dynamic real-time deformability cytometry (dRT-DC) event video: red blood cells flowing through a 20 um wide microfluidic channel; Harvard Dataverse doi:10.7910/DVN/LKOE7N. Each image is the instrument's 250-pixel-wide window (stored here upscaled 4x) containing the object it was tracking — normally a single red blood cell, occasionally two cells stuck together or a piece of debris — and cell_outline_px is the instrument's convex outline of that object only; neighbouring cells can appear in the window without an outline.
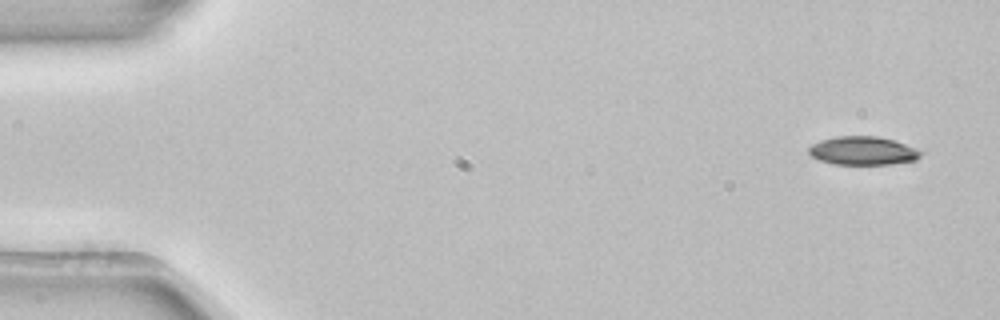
{"species": "common noctule bat (a hibernating species)", "species_latin": "Nyctalus noctula", "temperature_condition": "room temperature", "stored_images_in_passage": 4, "camera_frame_rate_fps": 3000, "um_per_image_px": 0.085, "animal": {"sex": "female", "body_mass_g": 22.7, "forearm_length_mm": 54.2}, "frame": {"image": 1, "passage_image": 1, "time_ms": 0.0, "image_size_px": [1000, 320], "cell_outline_px": [[924, 152], [916, 160], [888, 164], [832, 164], [820, 160], [812, 156], [808, 152], [808, 148], [812, 144], [820, 140], [836, 136], [876, 136], [892, 140], [916, 148]], "centroid_in_image_um": [73.33, 12.81], "position_along_channel_um": 11.7, "area_um2": 18.5}}
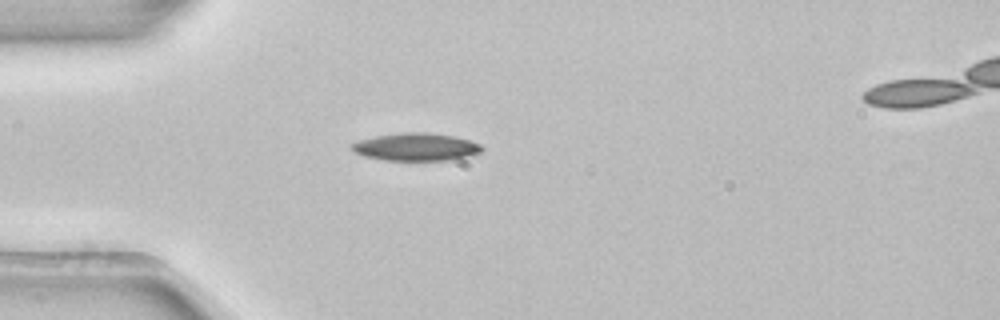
{"frame": {"image": 2, "passage_image": 4, "time_ms": 1.0, "image_size_px": [1000, 320], "cell_outline_px": [[484, 148], [480, 152], [472, 156], [448, 160], [384, 160], [364, 156], [356, 152], [352, 148], [352, 144], [360, 140], [376, 136], [400, 132], [428, 132], [456, 136], [480, 144]], "centroid_in_image_um": [35.41, 12.48], "position_along_channel_um": 49.6, "area_um2": 20.98}}